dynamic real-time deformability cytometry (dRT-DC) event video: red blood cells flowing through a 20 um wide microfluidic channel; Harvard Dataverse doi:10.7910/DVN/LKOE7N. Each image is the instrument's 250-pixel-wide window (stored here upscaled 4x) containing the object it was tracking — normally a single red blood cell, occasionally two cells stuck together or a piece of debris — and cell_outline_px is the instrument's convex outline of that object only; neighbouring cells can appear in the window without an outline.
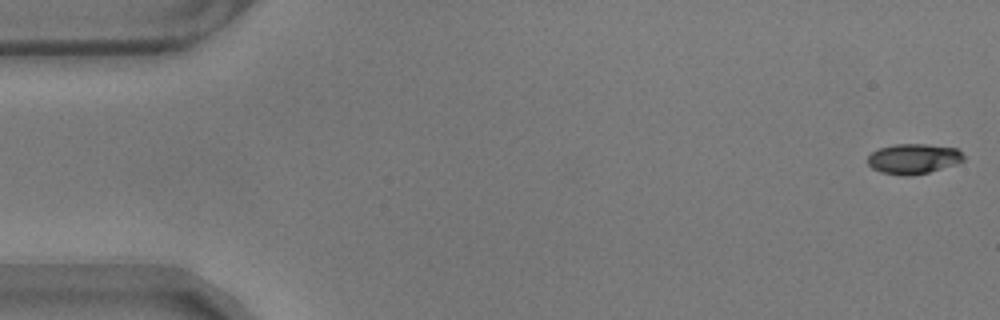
{"species": "common noctule bat (a hibernating species)", "species_latin": "Nyctalus noctula", "temperature_condition": "warm", "stored_images_in_passage": 56, "camera_frame_rate_fps": 3000, "um_per_image_px": 0.085, "animal": {"sex": "male", "body_mass_g": 17.9}, "frame": {"image": 1, "passage_image": 1, "time_ms": 0.0, "image_size_px": [1000, 320], "cell_outline_px": [[964, 160], [956, 164], [928, 172], [908, 176], [904, 176], [880, 172], [872, 168], [868, 164], [868, 156], [872, 152], [880, 148], [896, 144], [928, 144], [956, 148], [964, 156]], "centroid_in_image_um": [77.63, 13.49], "position_along_channel_um": 7.4, "area_um2": 16.76}}
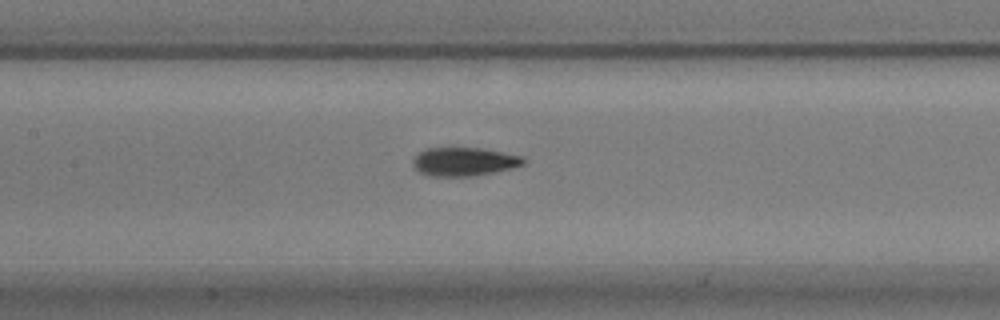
{"frame": {"image": 2, "passage_image": 26, "time_ms": 8.333, "image_size_px": [1000, 320], "cell_outline_px": [[524, 164], [512, 168], [492, 172], [468, 176], [428, 176], [420, 172], [412, 164], [412, 160], [424, 148], [484, 148], [524, 156]], "centroid_in_image_um": [39.44, 13.73], "position_along_channel_um": 168.0, "area_um2": 18.32}}
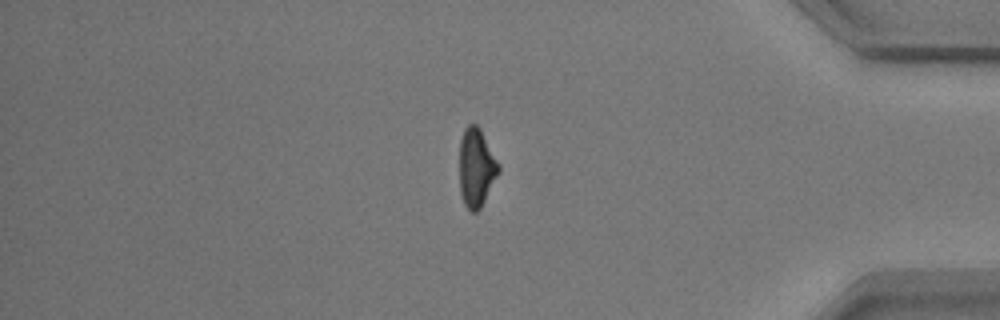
{"frame": {"image": 3, "passage_image": 48, "time_ms": 15.667, "image_size_px": [1000, 320], "cell_outline_px": [[500, 172], [480, 208], [476, 212], [472, 212], [464, 204], [460, 192], [460, 140], [464, 128], [468, 124], [476, 124], [480, 128], [500, 164]], "centroid_in_image_um": [40.5, 14.23], "position_along_channel_um": 394.7, "area_um2": 17.98}}